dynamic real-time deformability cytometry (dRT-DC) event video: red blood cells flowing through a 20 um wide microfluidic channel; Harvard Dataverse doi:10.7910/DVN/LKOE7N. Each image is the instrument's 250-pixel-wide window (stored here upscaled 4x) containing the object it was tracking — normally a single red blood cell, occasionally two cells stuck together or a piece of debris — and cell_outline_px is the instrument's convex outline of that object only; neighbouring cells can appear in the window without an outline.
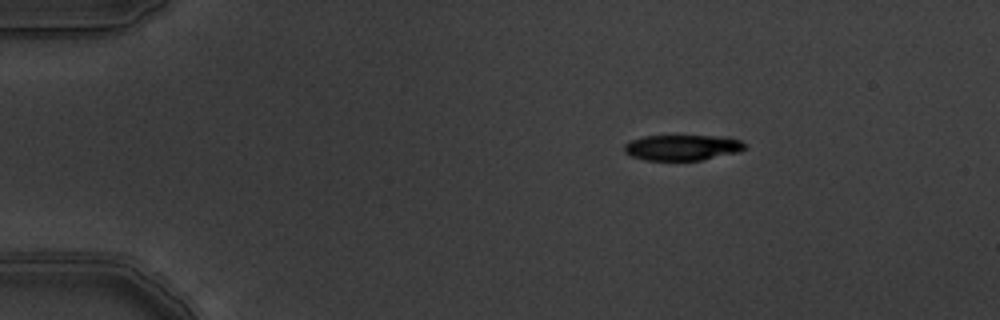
{"species": "common noctule bat (a hibernating species)", "species_latin": "Nyctalus noctula", "temperature_condition": "warm", "stored_images_in_passage": 6, "camera_frame_rate_fps": 3000, "um_per_image_px": 0.085, "animal": {"sex": "male", "body_mass_g": 19.5, "forearm_length_mm": 54.6}, "frame": {"image": 1, "passage_image": 1, "time_ms": 0.0, "image_size_px": [1000, 320], "cell_outline_px": [[744, 148], [736, 152], [700, 160], [648, 160], [632, 156], [624, 152], [624, 144], [632, 140], [644, 136], [716, 136], [740, 140], [744, 144]], "centroid_in_image_um": [57.93, 12.54], "position_along_channel_um": 27.1, "area_um2": 17.57}}
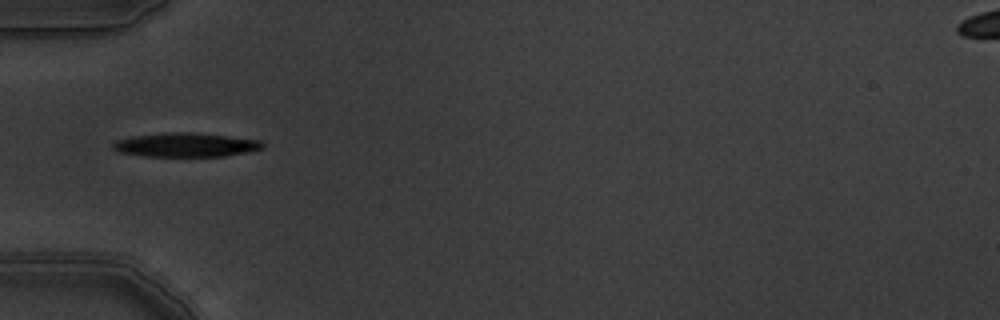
{"frame": {"image": 2, "passage_image": 4, "time_ms": 1.0, "image_size_px": [1000, 320], "cell_outline_px": [[264, 148], [248, 152], [224, 156], [144, 156], [120, 152], [112, 148], [112, 144], [116, 140], [132, 136], [164, 132], [196, 132], [260, 140], [264, 144]], "centroid_in_image_um": [15.79, 12.3], "position_along_channel_um": 69.2, "area_um2": 21.04}}
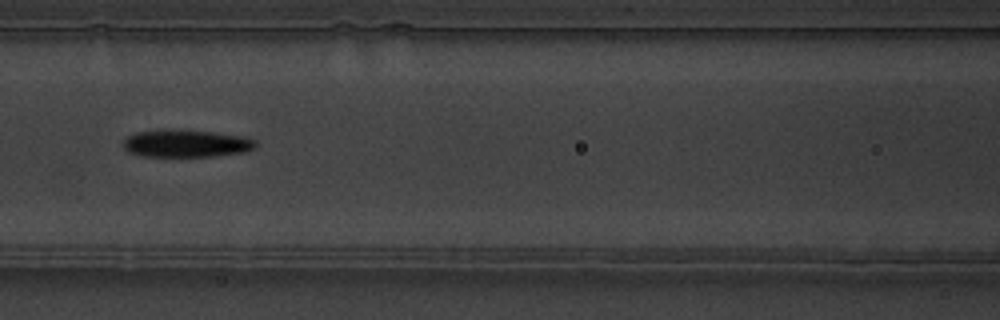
{"frame": {"image": 3, "passage_image": 6, "time_ms": 1.667, "image_size_px": [1000, 320], "cell_outline_px": [[256, 144], [252, 148], [244, 152], [212, 156], [144, 156], [128, 152], [124, 148], [124, 140], [128, 136], [136, 132], [212, 132], [244, 136], [256, 140]], "centroid_in_image_um": [15.86, 12.23], "position_along_channel_um": 150.7, "area_um2": 20.11}}